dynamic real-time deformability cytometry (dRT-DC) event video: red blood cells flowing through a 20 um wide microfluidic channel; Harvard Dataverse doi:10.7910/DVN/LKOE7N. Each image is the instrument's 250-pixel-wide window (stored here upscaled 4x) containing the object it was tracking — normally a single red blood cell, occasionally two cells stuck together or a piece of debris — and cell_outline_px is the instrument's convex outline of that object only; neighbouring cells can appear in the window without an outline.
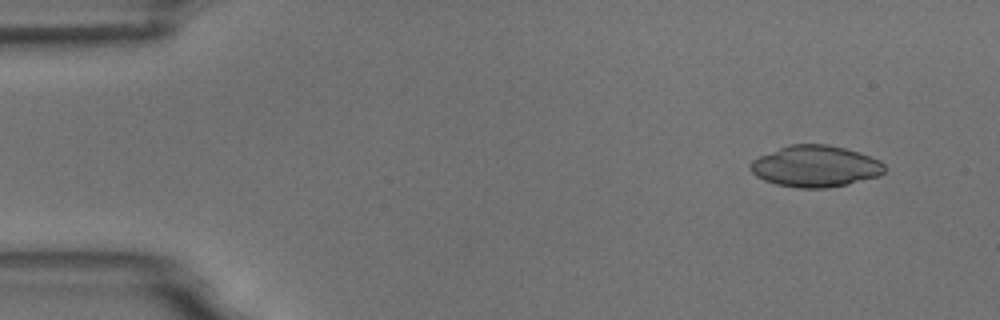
{"species": "common noctule bat (a hibernating species)", "species_latin": "Nyctalus noctula", "temperature_condition": "room temperature", "stored_images_in_passage": 5, "camera_frame_rate_fps": 3000, "um_per_image_px": 0.085, "animal": {"sex": "male", "body_mass_g": 18.8}, "frame": {"image": 1, "passage_image": 1, "time_ms": 0.0, "image_size_px": [1000, 320], "cell_outline_px": [[888, 168], [880, 176], [848, 184], [824, 188], [796, 188], [776, 184], [764, 180], [756, 176], [752, 172], [748, 164], [752, 160], [760, 156], [788, 144], [828, 144], [844, 148], [880, 160]], "centroid_in_image_um": [69.31, 14.14], "position_along_channel_um": 15.7, "area_um2": 32.48}}